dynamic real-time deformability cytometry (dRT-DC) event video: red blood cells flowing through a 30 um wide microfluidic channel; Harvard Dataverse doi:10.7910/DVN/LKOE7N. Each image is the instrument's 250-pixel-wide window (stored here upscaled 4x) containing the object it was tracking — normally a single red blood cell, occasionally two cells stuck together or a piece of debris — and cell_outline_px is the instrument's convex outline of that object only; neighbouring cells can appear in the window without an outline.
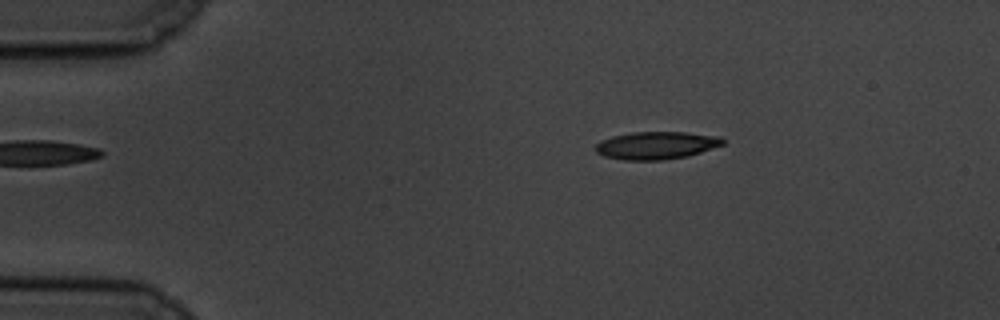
{"species": "common noctule bat (a hibernating species)", "species_latin": "Nyctalus noctula", "temperature_condition": "cold", "stored_images_in_passage": 49, "camera_frame_rate_fps": 3000, "um_per_image_px": 0.085, "animal": {"sex": "male", "body_mass_g": 19.5, "forearm_length_mm": 54.6}, "frame": {"image": 1, "passage_image": 1, "time_ms": 0.0, "image_size_px": [1000, 320], "cell_outline_px": [[724, 144], [688, 156], [664, 160], [624, 160], [604, 156], [596, 152], [596, 144], [600, 140], [612, 136], [632, 132], [684, 132], [720, 136], [724, 140]], "centroid_in_image_um": [55.78, 12.35], "position_along_channel_um": 29.2, "area_um2": 20.52}}
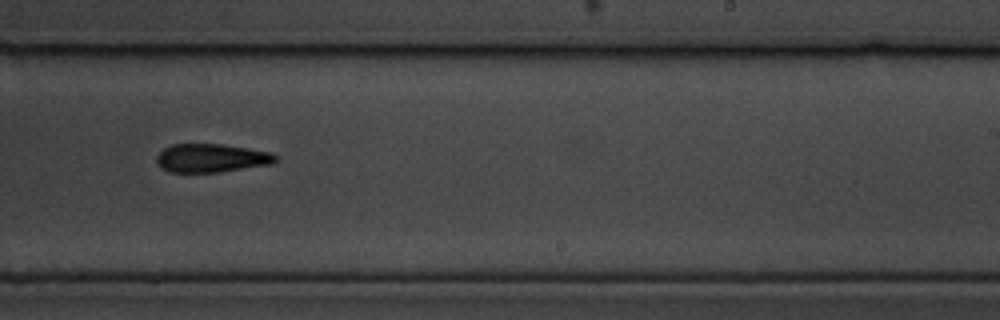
{"frame": {"image": 2, "passage_image": 27, "time_ms": 8.667, "image_size_px": [1000, 320], "cell_outline_px": [[276, 160], [272, 164], [220, 172], [168, 172], [160, 168], [156, 164], [156, 156], [164, 148], [172, 144], [220, 144], [248, 148], [272, 152], [276, 156]], "centroid_in_image_um": [17.93, 13.44], "position_along_channel_um": 271.1, "area_um2": 19.88}}
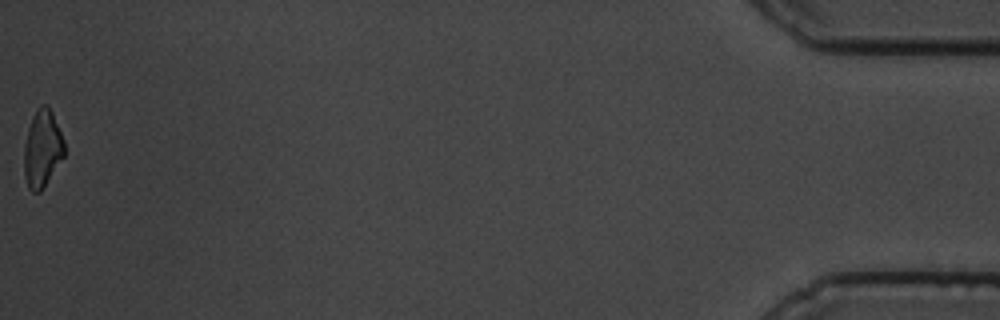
{"frame": {"image": 3, "passage_image": 49, "time_ms": 16.0, "image_size_px": [1000, 320], "cell_outline_px": [[64, 156], [40, 192], [32, 192], [28, 188], [24, 176], [24, 144], [28, 128], [32, 116], [36, 108], [40, 104], [48, 104], [52, 112], [64, 140]], "centroid_in_image_um": [3.58, 12.61], "position_along_channel_um": 431.6, "area_um2": 18.21}, "authors_computed_cell_mechanics": {"area_um2": 20.0566, "velocity_mm_per_s": 3.4682, "shape_relaxation_time_tau1_ms": 4.5751, "shape_relaxation_time_tau2_ms": null, "deformation_change_tau1": 0.1368, "deformation_change_tau2": null}}